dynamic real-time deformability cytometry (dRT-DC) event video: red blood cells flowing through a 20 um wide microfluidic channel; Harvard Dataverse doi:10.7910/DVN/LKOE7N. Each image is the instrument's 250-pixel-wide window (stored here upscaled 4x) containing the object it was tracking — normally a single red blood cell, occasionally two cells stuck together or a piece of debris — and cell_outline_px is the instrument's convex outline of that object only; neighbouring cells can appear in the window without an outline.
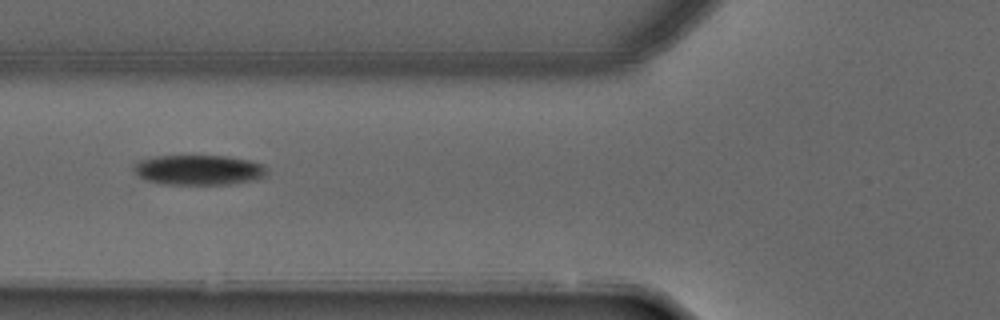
{"species": "common noctule bat (a hibernating species)", "species_latin": "Nyctalus noctula", "temperature_condition": "warm", "stored_images_in_passage": 4, "camera_frame_rate_fps": 3000, "um_per_image_px": 0.085, "animal": {"sex": "male", "forearm_length_mm": 52.5}, "frame": {"image": 1, "passage_image": 3, "time_ms": 0.667, "image_size_px": [1000, 320], "cell_outline_px": [[264, 176], [252, 180], [228, 184], [160, 184], [144, 180], [136, 176], [132, 168], [132, 164], [140, 160], [156, 156], [228, 156], [248, 160], [264, 164]], "centroid_in_image_um": [16.78, 14.44], "position_along_channel_um": 109.0, "area_um2": 23.35}}
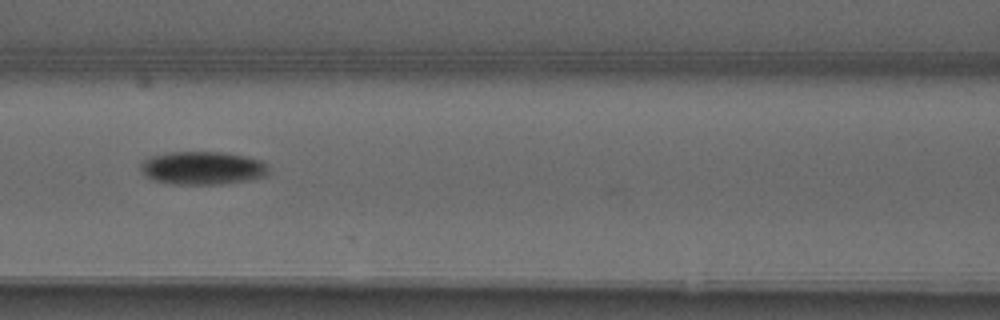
{"frame": {"image": 2, "passage_image": 4, "time_ms": 1.0, "image_size_px": [1000, 320], "cell_outline_px": [[268, 176], [220, 184], [172, 184], [156, 180], [148, 176], [140, 168], [140, 164], [148, 156], [168, 152], [220, 152], [244, 156], [264, 160], [268, 164]], "centroid_in_image_um": [17.24, 14.27], "position_along_channel_um": 149.4, "area_um2": 24.68}}